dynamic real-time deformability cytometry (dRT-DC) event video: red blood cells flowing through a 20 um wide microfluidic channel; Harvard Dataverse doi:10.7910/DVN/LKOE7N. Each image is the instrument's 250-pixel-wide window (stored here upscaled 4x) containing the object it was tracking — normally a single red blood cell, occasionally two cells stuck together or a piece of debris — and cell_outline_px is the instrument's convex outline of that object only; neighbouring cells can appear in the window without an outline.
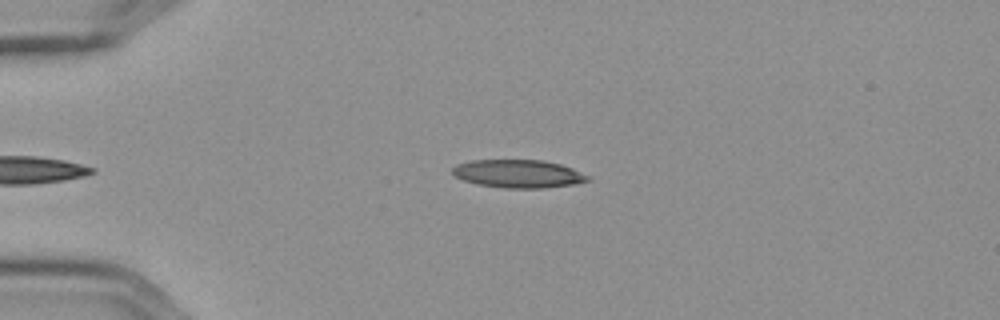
{"species": "Egyptian fruit bat (a non-hibernating species)", "species_latin": "Rousettus aegyptiacus", "temperature_condition": "cold", "stored_images_in_passage": 40, "camera_frame_rate_fps": 3000, "um_per_image_px": 0.085, "frame": {"image": 1, "passage_image": 3, "time_ms": 0.667, "image_size_px": [1000, 320], "cell_outline_px": [[592, 180], [572, 184], [540, 188], [504, 188], [476, 184], [452, 176], [452, 168], [456, 164], [472, 160], [544, 160], [560, 164], [572, 168], [592, 176]], "centroid_in_image_um": [44.05, 14.76], "position_along_channel_um": 41.0, "area_um2": 22.31}}
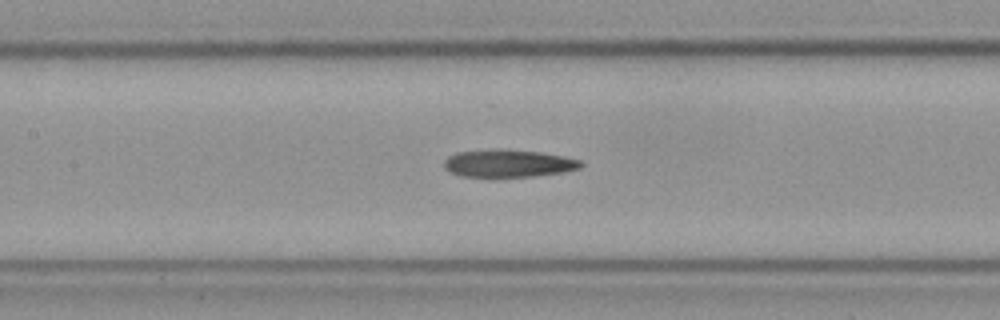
{"frame": {"image": 2, "passage_image": 16, "time_ms": 5.0, "image_size_px": [1000, 320], "cell_outline_px": [[584, 164], [580, 168], [564, 172], [532, 176], [460, 176], [444, 168], [444, 160], [448, 156], [456, 152], [496, 148], [504, 148], [540, 152], [564, 156], [580, 160]], "centroid_in_image_um": [43.21, 13.86], "position_along_channel_um": 164.2, "area_um2": 22.08}}
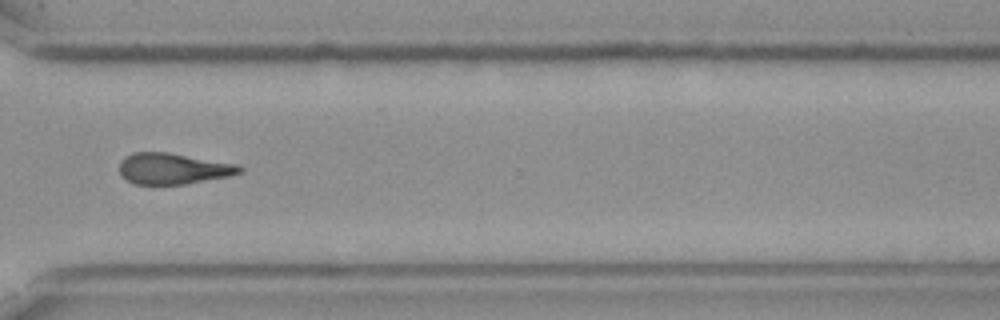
{"frame": {"image": 3, "passage_image": 32, "time_ms": 10.333, "image_size_px": [1000, 320], "cell_outline_px": [[244, 172], [232, 176], [184, 184], [136, 184], [120, 176], [120, 160], [124, 156], [132, 152], [168, 152], [236, 164], [244, 168]], "centroid_in_image_um": [14.72, 14.33], "position_along_channel_um": 355.9, "area_um2": 21.91}}